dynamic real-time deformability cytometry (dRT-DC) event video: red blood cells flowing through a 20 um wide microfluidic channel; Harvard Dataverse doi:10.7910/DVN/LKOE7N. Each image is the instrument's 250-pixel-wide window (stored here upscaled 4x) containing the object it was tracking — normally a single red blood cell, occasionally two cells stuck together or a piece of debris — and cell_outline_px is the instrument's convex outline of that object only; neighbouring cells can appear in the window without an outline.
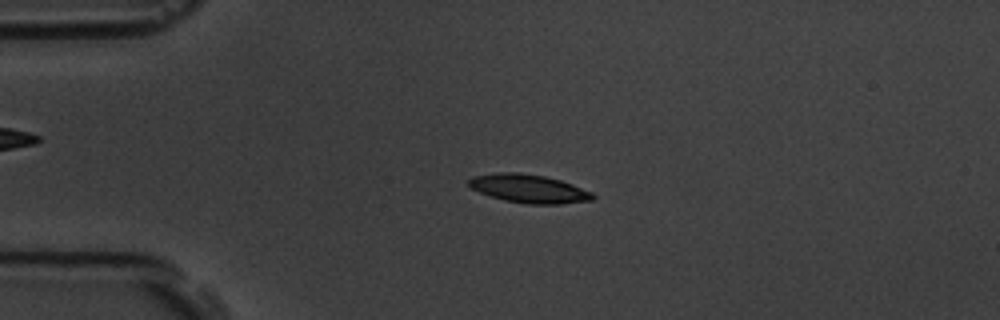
{"species": "common noctule bat (a hibernating species)", "species_latin": "Nyctalus noctula", "temperature_condition": "room temperature", "stored_images_in_passage": 4, "camera_frame_rate_fps": 3000, "um_per_image_px": 0.085, "animal": {"sex": "male", "body_mass_g": 19.5, "forearm_length_mm": 54.6}, "frame": {"image": 1, "passage_image": 3, "time_ms": 2.333, "image_size_px": [1000, 320], "cell_outline_px": [[596, 196], [592, 200], [560, 204], [528, 204], [504, 200], [480, 192], [472, 188], [468, 184], [468, 180], [472, 176], [496, 172], [520, 172], [544, 176], [560, 180], [572, 184], [592, 192]], "centroid_in_image_um": [44.95, 16.03], "position_along_channel_um": 40.0, "area_um2": 20.52}}